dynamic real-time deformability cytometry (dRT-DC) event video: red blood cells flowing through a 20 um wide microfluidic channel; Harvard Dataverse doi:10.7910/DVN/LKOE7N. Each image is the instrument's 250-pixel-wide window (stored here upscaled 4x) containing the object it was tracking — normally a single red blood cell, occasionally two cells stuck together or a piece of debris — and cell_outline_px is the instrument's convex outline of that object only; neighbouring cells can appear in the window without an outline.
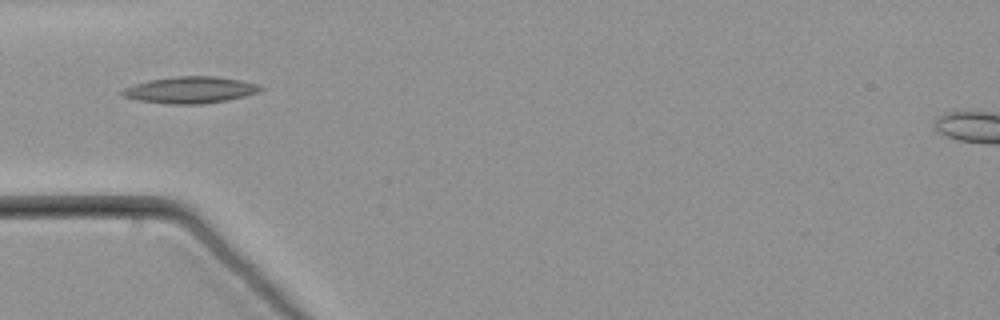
{"species": "common noctule bat (a hibernating species)", "species_latin": "Nyctalus noctula", "temperature_condition": "warm", "stored_images_in_passage": 41, "camera_frame_rate_fps": 3000, "um_per_image_px": 0.085, "animal": {"sex": "male", "body_mass_g": 21.5, "forearm_length_mm": 52.0}, "frame": {"image": 1, "passage_image": 1, "time_ms": 0.0, "image_size_px": [1000, 320], "cell_outline_px": [[264, 88], [260, 92], [228, 100], [200, 104], [168, 104], [136, 100], [124, 96], [120, 92], [124, 88], [148, 80], [176, 76], [216, 76], [240, 80], [256, 84]], "centroid_in_image_um": [16.18, 7.64], "position_along_channel_um": 68.8, "area_um2": 21.39}}
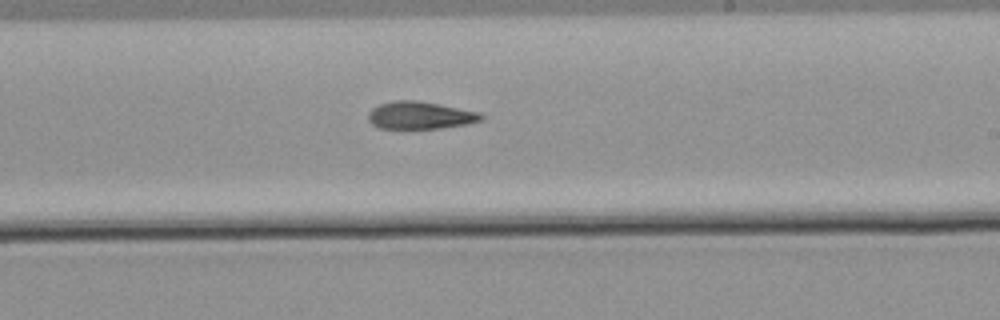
{"frame": {"image": 2, "passage_image": 17, "time_ms": 5.333, "image_size_px": [1000, 320], "cell_outline_px": [[484, 116], [480, 120], [468, 124], [440, 128], [380, 128], [372, 124], [368, 120], [368, 112], [372, 108], [380, 104], [396, 100], [412, 100], [436, 104], [480, 112]], "centroid_in_image_um": [35.68, 9.81], "position_along_channel_um": 253.3, "area_um2": 17.8}}
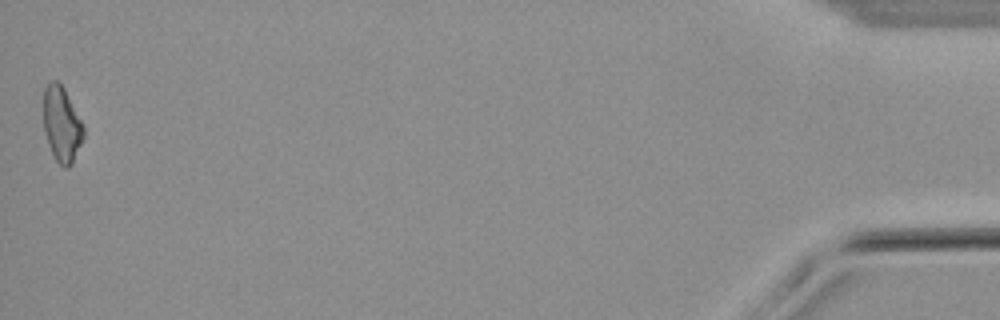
{"frame": {"image": 3, "passage_image": 41, "time_ms": 13.333, "image_size_px": [1000, 320], "cell_outline_px": [[84, 136], [72, 164], [68, 168], [64, 168], [56, 160], [52, 152], [44, 128], [44, 88], [52, 80], [56, 80], [64, 88], [84, 124]], "centroid_in_image_um": [5.27, 10.56], "position_along_channel_um": 429.9, "area_um2": 17.4}}